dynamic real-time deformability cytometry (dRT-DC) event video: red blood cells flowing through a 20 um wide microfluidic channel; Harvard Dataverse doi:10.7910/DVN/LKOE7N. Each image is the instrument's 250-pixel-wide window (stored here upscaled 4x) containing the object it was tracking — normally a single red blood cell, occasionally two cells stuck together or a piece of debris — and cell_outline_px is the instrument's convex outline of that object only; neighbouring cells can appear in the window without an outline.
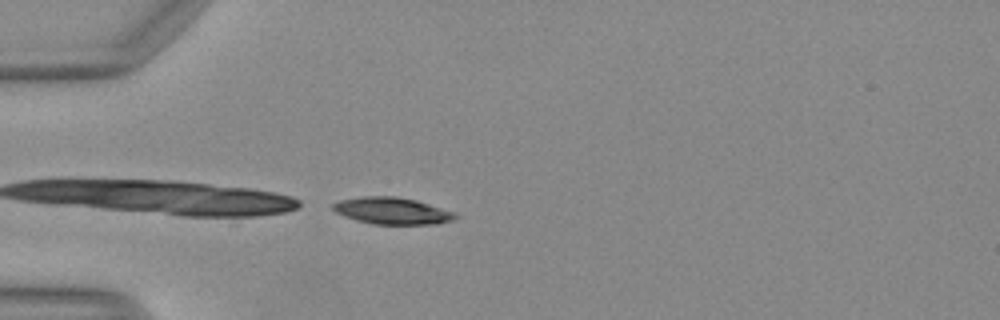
{"species": "Egyptian fruit bat (a non-hibernating species)", "species_latin": "Rousettus aegyptiacus", "temperature_condition": "warm", "stored_images_in_passage": 36, "camera_frame_rate_fps": 3000, "um_per_image_px": 0.085, "animal": {"sex": "female"}, "frame": {"image": 1, "passage_image": 1, "time_ms": 0.0, "image_size_px": [1000, 320], "cell_outline_px": [[460, 216], [452, 220], [436, 224], [372, 224], [356, 220], [336, 212], [332, 208], [332, 204], [340, 200], [364, 196], [396, 196], [416, 200], [456, 212]], "centroid_in_image_um": [33.37, 17.92], "position_along_channel_um": 51.6, "area_um2": 19.13}}
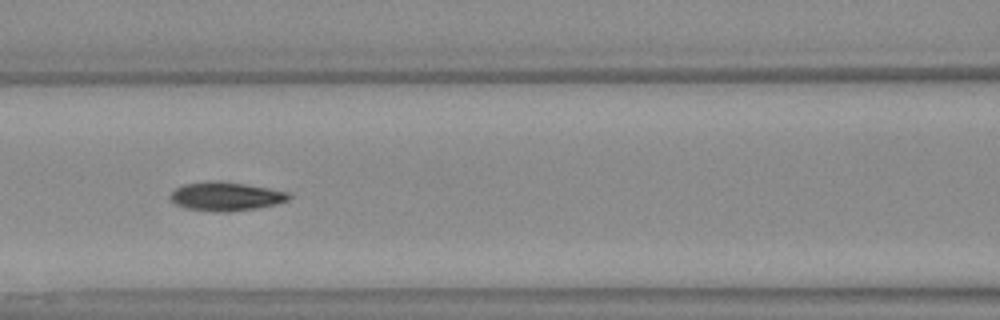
{"frame": {"image": 2, "passage_image": 9, "time_ms": 2.667, "image_size_px": [1000, 320], "cell_outline_px": [[292, 196], [288, 200], [276, 204], [256, 208], [228, 212], [212, 212], [188, 208], [176, 204], [172, 200], [172, 192], [176, 188], [184, 184], [244, 184], [268, 188], [288, 192]], "centroid_in_image_um": [19.27, 16.75], "position_along_channel_um": 147.3, "area_um2": 18.79}}
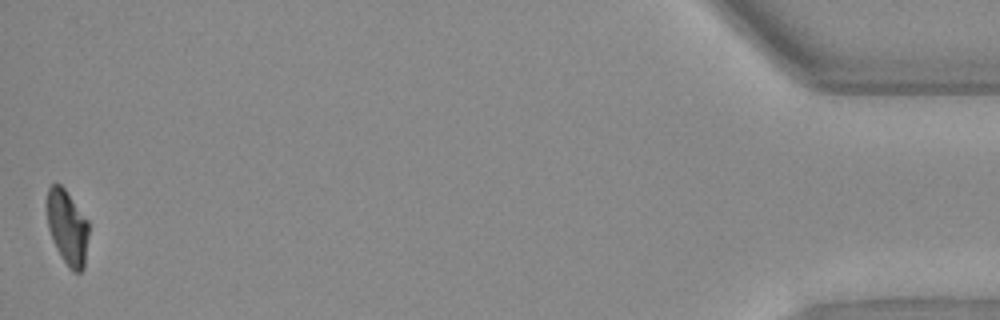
{"frame": {"image": 3, "passage_image": 36, "time_ms": 11.667, "image_size_px": [1000, 320], "cell_outline_px": [[88, 236], [84, 268], [80, 272], [72, 272], [56, 248], [48, 228], [48, 188], [52, 184], [60, 184], [64, 188], [88, 220]], "centroid_in_image_um": [5.74, 19.34], "position_along_channel_um": 429.5, "area_um2": 17.86}, "authors_computed_cell_mechanics": {"area_um2": 19.3341, "velocity_mm_per_s": 4.1364, "shape_relaxation_time_tau1_ms": 8.4794, "shape_relaxation_time_tau2_ms": 1.9608, "deformation_change_tau1": 0.2593, "deformation_change_tau2": 0.0751}}